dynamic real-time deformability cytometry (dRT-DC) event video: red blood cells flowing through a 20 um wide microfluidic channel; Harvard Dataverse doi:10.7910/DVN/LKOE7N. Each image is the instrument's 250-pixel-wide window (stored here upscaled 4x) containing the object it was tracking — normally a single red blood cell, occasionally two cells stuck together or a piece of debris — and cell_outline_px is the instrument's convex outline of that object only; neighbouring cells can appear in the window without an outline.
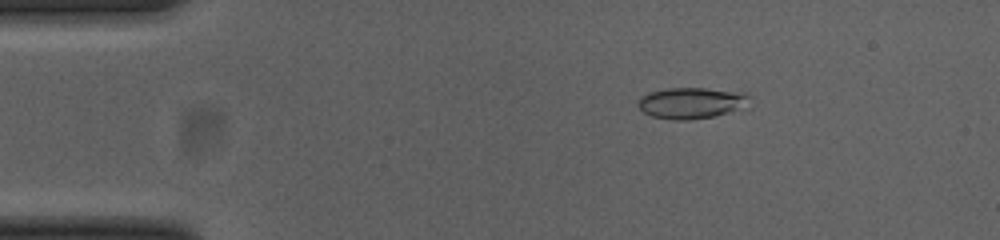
{"species": "common noctule bat (a hibernating species)", "species_latin": "Nyctalus noctula", "temperature_condition": "cold", "stored_images_in_passage": 47, "camera_frame_rate_fps": 3000, "um_per_image_px": 0.085, "animal": {"sex": "female", "body_mass_g": 23.0, "forearm_length_mm": 53.4}, "frame": {"image": 1, "passage_image": 6, "time_ms": 1.667, "image_size_px": [1000, 240], "cell_outline_px": [[752, 96], [748, 108], [712, 116], [688, 120], [672, 120], [652, 116], [644, 112], [636, 104], [648, 92], [668, 88], [704, 88], [748, 92]], "centroid_in_image_um": [58.88, 8.74], "position_along_channel_um": 26.1, "area_um2": 20.58}}
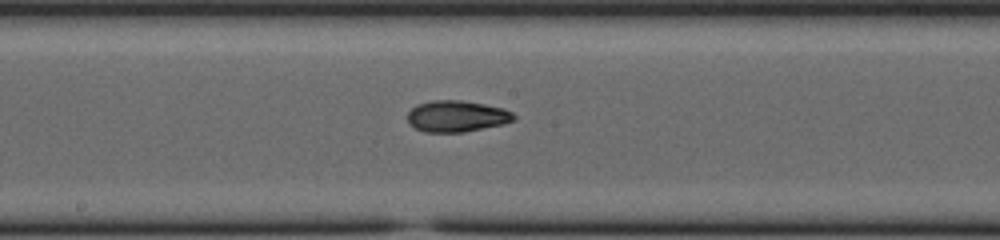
{"frame": {"image": 2, "passage_image": 25, "time_ms": 8.0, "image_size_px": [1000, 240], "cell_outline_px": [[516, 120], [504, 124], [464, 132], [424, 132], [408, 124], [408, 112], [416, 104], [432, 100], [460, 100], [484, 104], [504, 108], [512, 112], [516, 116]], "centroid_in_image_um": [38.83, 9.88], "position_along_channel_um": 209.4, "area_um2": 19.59}}
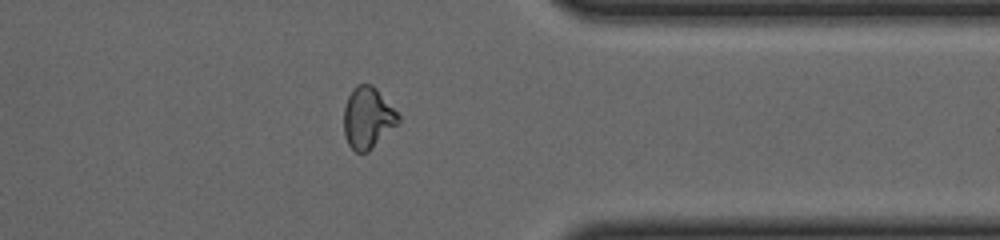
{"frame": {"image": 3, "passage_image": 39, "time_ms": 12.667, "image_size_px": [1000, 240], "cell_outline_px": [[400, 120], [368, 152], [356, 152], [348, 144], [344, 136], [344, 108], [348, 96], [356, 84], [372, 84], [376, 88], [400, 116]], "centroid_in_image_um": [31.23, 10.0], "position_along_channel_um": 380.2, "area_um2": 19.19}, "authors_computed_cell_mechanics": {"area_um2": 19.3052, "velocity_mm_per_s": 3.8786, "shape_relaxation_time_tau1_ms": 4.3923, "shape_relaxation_time_tau2_ms": 2.3397, "deformation_change_tau1": 0.1703, "deformation_change_tau2": 0.0801}}